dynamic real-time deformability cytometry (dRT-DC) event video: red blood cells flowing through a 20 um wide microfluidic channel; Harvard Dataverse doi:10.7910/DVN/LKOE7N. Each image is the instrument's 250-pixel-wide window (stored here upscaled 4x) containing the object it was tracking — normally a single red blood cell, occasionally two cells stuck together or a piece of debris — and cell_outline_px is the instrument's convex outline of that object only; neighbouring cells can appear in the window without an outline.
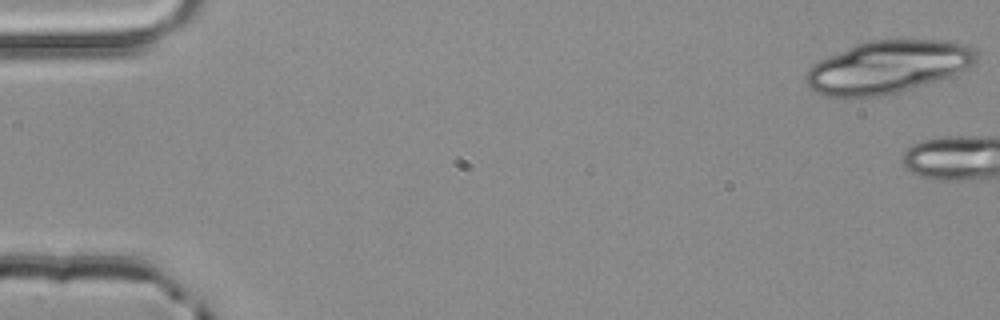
{"species": "common noctule bat (a hibernating species)", "species_latin": "Nyctalus noctula", "temperature_condition": "room temperature", "stored_images_in_passage": 5, "camera_frame_rate_fps": 3000, "um_per_image_px": 0.085, "animal": {"sex": "male", "body_mass_g": 20.4}, "frame": {"image": 1, "passage_image": 1, "time_ms": 0.0, "image_size_px": [1000, 320], "cell_outline_px": [[976, 60], [968, 68], [948, 76], [900, 92], [880, 96], [828, 96], [816, 92], [804, 80], [804, 76], [820, 60], [856, 44], [872, 40], [940, 40], [968, 44], [976, 52]], "centroid_in_image_um": [75.48, 5.68], "position_along_channel_um": 9.5, "area_um2": 51.33}}